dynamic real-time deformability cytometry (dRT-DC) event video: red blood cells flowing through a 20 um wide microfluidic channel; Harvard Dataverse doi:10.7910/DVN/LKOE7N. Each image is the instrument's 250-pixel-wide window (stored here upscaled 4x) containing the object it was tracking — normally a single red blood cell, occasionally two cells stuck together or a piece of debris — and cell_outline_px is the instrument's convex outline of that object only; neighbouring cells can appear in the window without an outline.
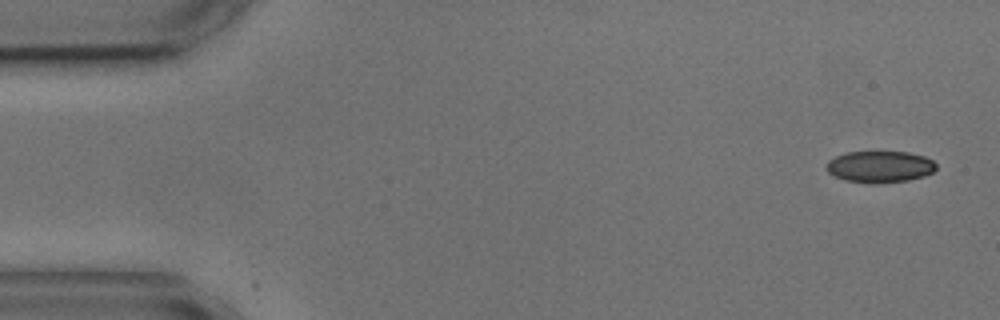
{"species": "common noctule bat (a hibernating species)", "species_latin": "Nyctalus noctula", "temperature_condition": "cold", "stored_images_in_passage": 4, "camera_frame_rate_fps": 3000, "um_per_image_px": 0.085, "animal": {"sex": "male", "body_mass_g": 17.9, "forearm_length_mm": 54.2}, "frame": {"image": 1, "passage_image": 1, "time_ms": 0.0, "image_size_px": [1000, 320], "cell_outline_px": [[936, 168], [932, 172], [924, 176], [908, 180], [876, 184], [872, 184], [844, 180], [828, 172], [824, 168], [828, 160], [836, 156], [848, 152], [908, 152], [924, 156], [932, 160], [936, 164]], "centroid_in_image_um": [74.77, 14.18], "position_along_channel_um": 10.2, "area_um2": 20.29}}
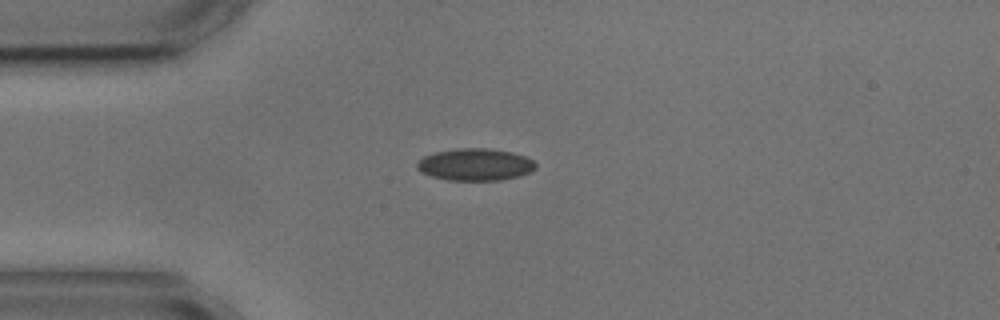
{"frame": {"image": 2, "passage_image": 4, "time_ms": 3.667, "image_size_px": [1000, 320], "cell_outline_px": [[536, 168], [528, 172], [516, 176], [500, 180], [448, 180], [432, 176], [420, 172], [416, 168], [416, 164], [424, 156], [436, 152], [460, 148], [488, 148], [512, 152], [524, 156], [532, 160], [536, 164]], "centroid_in_image_um": [40.37, 13.98], "position_along_channel_um": 44.6, "area_um2": 21.96}}